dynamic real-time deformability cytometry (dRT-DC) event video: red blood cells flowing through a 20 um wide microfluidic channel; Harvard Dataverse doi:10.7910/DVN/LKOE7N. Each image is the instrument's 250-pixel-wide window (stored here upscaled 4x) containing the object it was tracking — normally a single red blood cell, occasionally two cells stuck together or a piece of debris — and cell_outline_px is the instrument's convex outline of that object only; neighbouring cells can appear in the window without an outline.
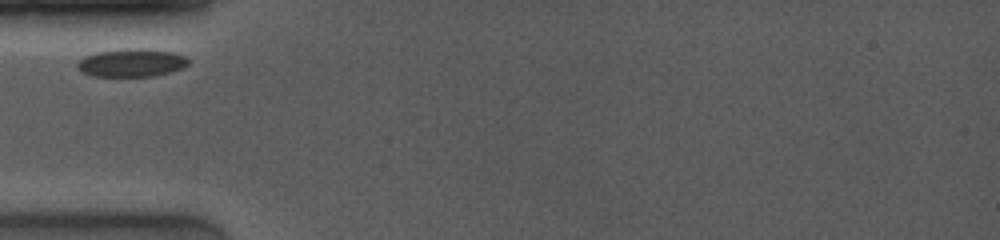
{"species": "common noctule bat (a hibernating species)", "species_latin": "Nyctalus noctula", "temperature_condition": "room temperature", "stored_images_in_passage": 4, "camera_frame_rate_fps": 4000, "um_per_image_px": 0.085, "animal": {"sex": "female", "body_mass_g": 19.0, "forearm_length_mm": 53.3}, "frame": {"image": 1, "passage_image": 1, "time_ms": 0.0, "image_size_px": [1000, 240], "cell_outline_px": [[188, 64], [180, 68], [168, 72], [152, 76], [92, 76], [84, 72], [76, 64], [84, 56], [96, 52], [124, 48], [144, 48], [172, 52], [188, 56]], "centroid_in_image_um": [11.19, 5.31], "position_along_channel_um": 73.8, "area_um2": 18.03}}
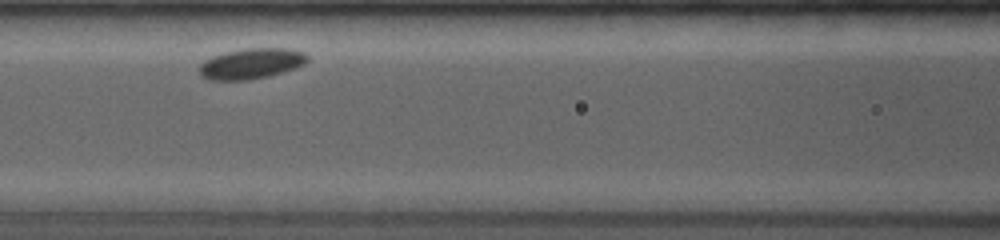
{"frame": {"image": 2, "passage_image": 3, "time_ms": 2.0, "image_size_px": [1000, 240], "cell_outline_px": [[308, 60], [304, 64], [296, 68], [284, 72], [268, 76], [248, 80], [208, 80], [200, 76], [200, 64], [204, 60], [212, 56], [224, 52], [240, 48], [292, 48], [304, 52], [308, 56]], "centroid_in_image_um": [21.36, 5.39], "position_along_channel_um": 145.2, "area_um2": 19.59}}